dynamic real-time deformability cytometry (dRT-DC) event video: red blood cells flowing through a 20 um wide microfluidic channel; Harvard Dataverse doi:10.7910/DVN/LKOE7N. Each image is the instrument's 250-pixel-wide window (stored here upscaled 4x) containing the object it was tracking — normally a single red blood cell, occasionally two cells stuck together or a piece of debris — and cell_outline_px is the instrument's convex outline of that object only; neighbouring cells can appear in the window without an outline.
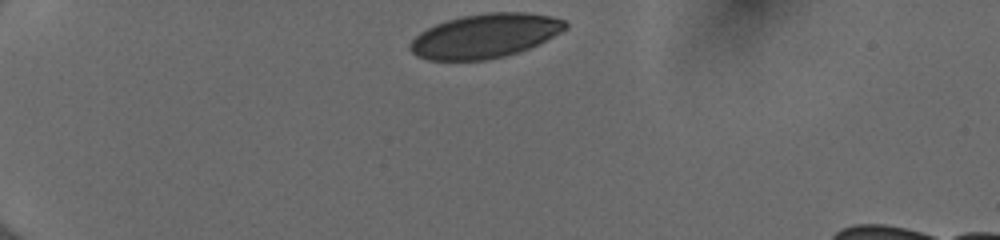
{"species": "human", "species_latin": "Homo sapiens", "temperature_condition": "cold", "stored_images_in_passage": 36, "camera_frame_rate_fps": 3000, "um_per_image_px": 0.085, "donor": {"sex": "female"}, "frame": {"image": 1, "passage_image": 1, "time_ms": 0.0, "image_size_px": [1000, 240], "cell_outline_px": [[568, 28], [528, 48], [504, 56], [484, 60], [428, 60], [416, 56], [408, 48], [408, 44], [420, 32], [436, 24], [448, 20], [464, 16], [488, 12], [528, 12], [552, 16], [564, 20], [568, 24]], "centroid_in_image_um": [41.21, 3.04], "position_along_channel_um": 43.8, "area_um2": 39.65}}
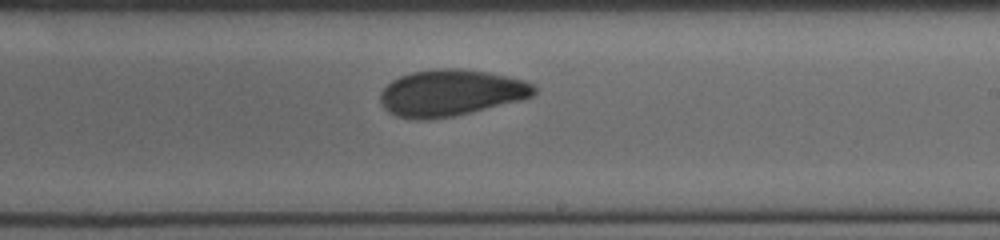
{"frame": {"image": 2, "passage_image": 21, "time_ms": 6.667, "image_size_px": [1000, 240], "cell_outline_px": [[536, 92], [532, 96], [452, 116], [432, 120], [420, 120], [396, 116], [388, 112], [380, 104], [380, 92], [392, 80], [400, 76], [412, 72], [436, 68], [456, 68], [488, 72], [524, 80], [536, 84]], "centroid_in_image_um": [38.26, 7.88], "position_along_channel_um": 250.7, "area_um2": 41.33}}
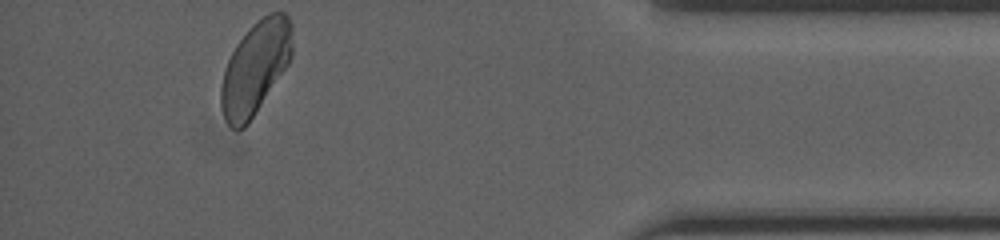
{"frame": {"image": 3, "passage_image": 36, "time_ms": 11.667, "image_size_px": [1000, 240], "cell_outline_px": [[292, 56], [288, 64], [248, 124], [244, 128], [232, 128], [228, 124], [224, 116], [220, 104], [220, 88], [224, 72], [228, 60], [236, 44], [252, 24], [268, 12], [284, 12], [288, 16], [292, 24]], "centroid_in_image_um": [21.71, 5.73], "position_along_channel_um": 413.5, "area_um2": 38.32}, "authors_computed_cell_mechanics": {"area_um2": 41.038, "velocity_mm_per_s": 3.9841, "shape_relaxation_time_tau1_ms": 4.5364, "shape_relaxation_time_tau2_ms": 1.9209, "deformation_change_tau1": 0.1017, "deformation_change_tau2": 0.0626}}